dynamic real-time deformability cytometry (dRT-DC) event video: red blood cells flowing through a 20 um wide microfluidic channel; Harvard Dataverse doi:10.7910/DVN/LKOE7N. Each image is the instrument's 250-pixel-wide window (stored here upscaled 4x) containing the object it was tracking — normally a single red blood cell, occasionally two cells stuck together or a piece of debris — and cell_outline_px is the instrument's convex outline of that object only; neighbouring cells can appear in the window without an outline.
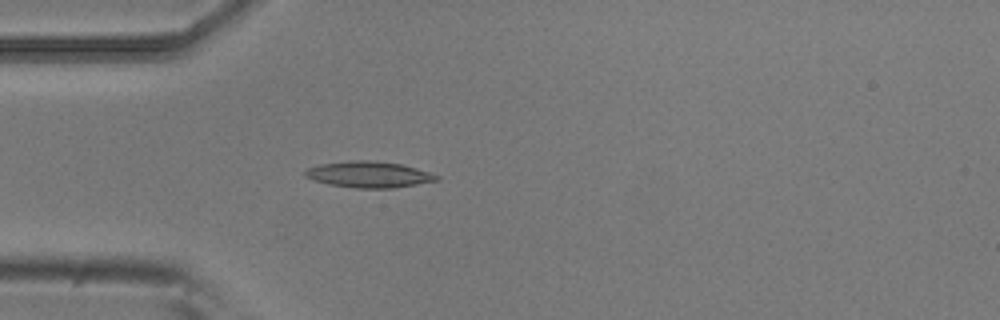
{"species": "common noctule bat (a hibernating species)", "species_latin": "Nyctalus noctula", "temperature_condition": "room temperature", "stored_images_in_passage": 4, "camera_frame_rate_fps": 3000, "um_per_image_px": 0.085, "animal": {"sex": "male", "body_mass_g": 20.5, "forearm_length_mm": 52.5}, "frame": {"image": 1, "passage_image": 4, "time_ms": 1.0, "image_size_px": [1000, 320], "cell_outline_px": [[440, 180], [392, 188], [356, 188], [328, 184], [304, 176], [304, 172], [308, 168], [320, 164], [348, 160], [372, 160], [400, 164], [416, 168], [440, 176]], "centroid_in_image_um": [31.35, 14.82], "position_along_channel_um": 53.6, "area_um2": 19.94}}